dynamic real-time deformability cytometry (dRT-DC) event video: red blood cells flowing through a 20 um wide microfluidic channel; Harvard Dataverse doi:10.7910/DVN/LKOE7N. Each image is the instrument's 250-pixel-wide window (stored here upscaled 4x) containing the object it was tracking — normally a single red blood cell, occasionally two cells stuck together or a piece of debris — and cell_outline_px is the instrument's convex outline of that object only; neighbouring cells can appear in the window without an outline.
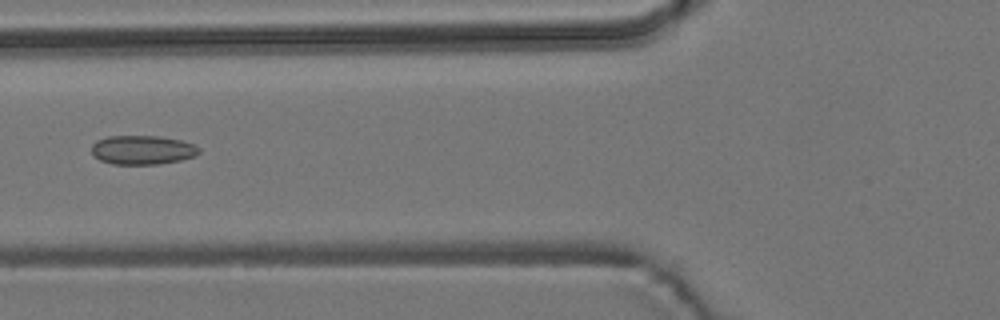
{"species": "common noctule bat (a hibernating species)", "species_latin": "Nyctalus noctula", "temperature_condition": "room temperature", "stored_images_in_passage": 4, "camera_frame_rate_fps": 3000, "um_per_image_px": 0.085, "animal": {"sex": "male", "body_mass_g": 19.2, "forearm_length_mm": 51.8}, "frame": {"image": 1, "passage_image": 3, "time_ms": 3.333, "image_size_px": [1000, 320], "cell_outline_px": [[200, 152], [196, 156], [180, 160], [160, 164], [112, 164], [100, 160], [92, 156], [92, 144], [96, 140], [108, 136], [160, 136], [180, 140], [192, 144], [200, 148]], "centroid_in_image_um": [12.09, 12.74], "position_along_channel_um": 113.7, "area_um2": 18.32}}
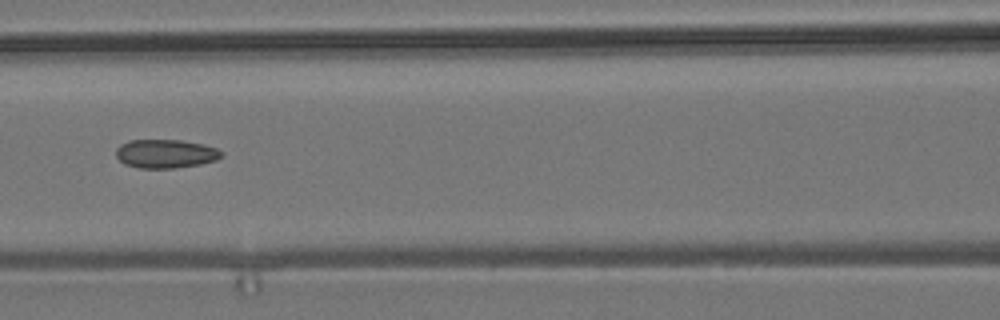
{"frame": {"image": 2, "passage_image": 4, "time_ms": 4.333, "image_size_px": [1000, 320], "cell_outline_px": [[224, 156], [216, 160], [200, 164], [176, 168], [140, 168], [124, 164], [116, 156], [116, 148], [120, 144], [128, 140], [180, 140], [204, 144], [216, 148], [224, 152]], "centroid_in_image_um": [14.09, 13.06], "position_along_channel_um": 152.5, "area_um2": 17.8}}